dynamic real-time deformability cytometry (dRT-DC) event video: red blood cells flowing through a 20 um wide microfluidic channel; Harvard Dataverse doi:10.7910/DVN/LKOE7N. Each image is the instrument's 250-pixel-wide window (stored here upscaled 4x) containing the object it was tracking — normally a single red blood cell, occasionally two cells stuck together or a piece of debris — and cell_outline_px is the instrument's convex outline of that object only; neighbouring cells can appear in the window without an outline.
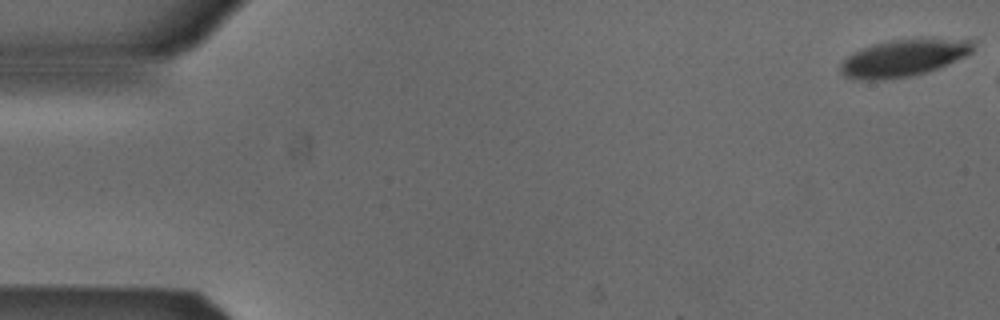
{"species": "Egyptian fruit bat (a non-hibernating species)", "species_latin": "Rousettus aegyptiacus", "temperature_condition": "cold", "stored_images_in_passage": 46, "camera_frame_rate_fps": 3000, "um_per_image_px": 0.085, "animal": {"sex": "male"}, "frame": {"image": 1, "passage_image": 1, "time_ms": 0.0, "image_size_px": [1000, 320], "cell_outline_px": [[972, 52], [948, 64], [928, 72], [912, 76], [884, 80], [852, 80], [844, 76], [840, 72], [840, 64], [852, 52], [872, 44], [892, 40], [972, 40]], "centroid_in_image_um": [76.7, 4.98], "position_along_channel_um": 8.3, "area_um2": 28.21}}
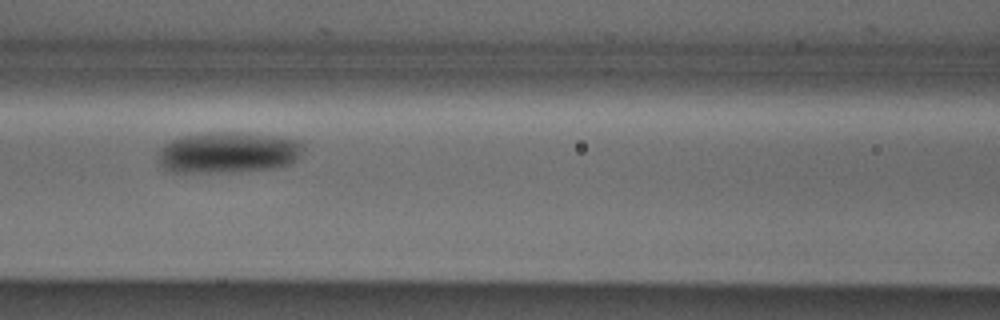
{"frame": {"image": 2, "passage_image": 23, "time_ms": 7.333, "image_size_px": [1000, 320], "cell_outline_px": [[304, 148], [300, 156], [292, 164], [276, 168], [208, 172], [176, 172], [164, 168], [160, 164], [160, 148], [164, 144], [172, 140], [184, 136], [212, 132], [240, 132], [300, 140], [304, 144]], "centroid_in_image_um": [19.44, 12.95], "position_along_channel_um": 147.2, "area_um2": 34.39}}
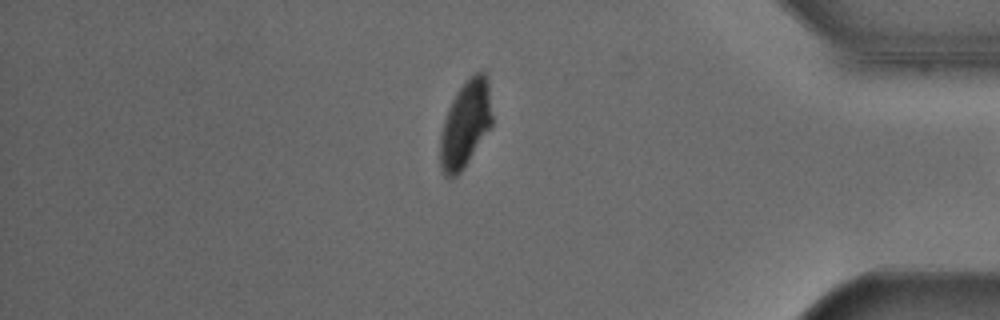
{"frame": {"image": 3, "passage_image": 45, "time_ms": 14.667, "image_size_px": [1000, 320], "cell_outline_px": [[492, 124], [460, 172], [456, 176], [444, 176], [440, 164], [440, 136], [444, 120], [448, 108], [456, 92], [476, 72], [484, 72], [488, 80], [492, 116]], "centroid_in_image_um": [39.55, 10.54], "position_along_channel_um": 395.7, "area_um2": 25.61}}